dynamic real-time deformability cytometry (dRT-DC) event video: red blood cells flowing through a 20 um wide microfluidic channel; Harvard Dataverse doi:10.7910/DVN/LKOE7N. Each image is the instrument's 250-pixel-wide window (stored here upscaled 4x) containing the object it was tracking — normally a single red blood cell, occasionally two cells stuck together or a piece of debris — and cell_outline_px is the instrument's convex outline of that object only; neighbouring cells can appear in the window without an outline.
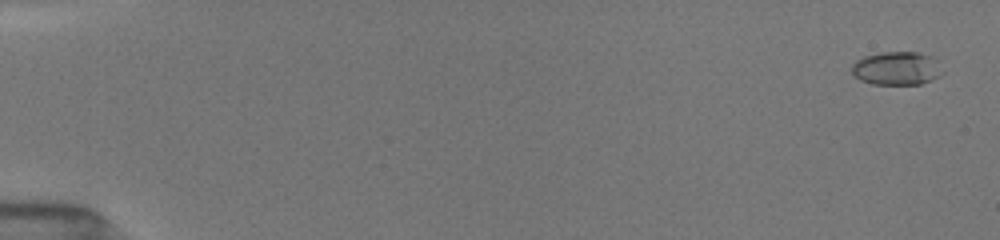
{"species": "common noctule bat (a hibernating species)", "species_latin": "Nyctalus noctula", "temperature_condition": "room temperature", "stored_images_in_passage": 19, "camera_frame_rate_fps": 3000, "um_per_image_px": 0.085, "animal": {"sex": "female", "body_mass_g": 19.5, "forearm_length_mm": 54.1}, "frame": {"image": 1, "passage_image": 2, "time_ms": 0.333, "image_size_px": [1000, 240], "cell_outline_px": [[944, 72], [940, 76], [932, 80], [920, 84], [872, 84], [860, 80], [852, 72], [852, 64], [856, 60], [864, 56], [884, 52], [916, 52], [932, 56], [936, 60]], "centroid_in_image_um": [76.24, 5.81], "position_along_channel_um": 8.8, "area_um2": 17.69}}
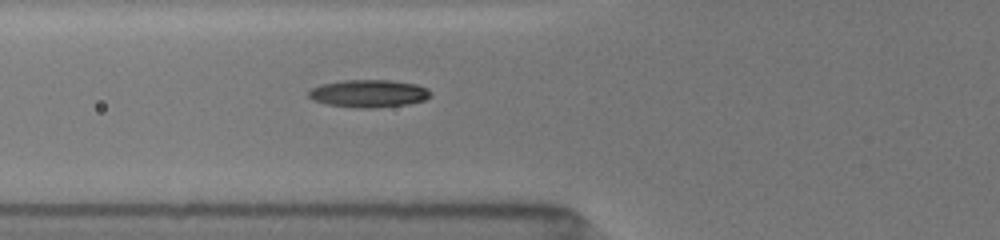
{"frame": {"image": 2, "passage_image": 17, "time_ms": 6.667, "image_size_px": [1000, 240], "cell_outline_px": [[432, 92], [424, 100], [408, 104], [372, 108], [356, 108], [328, 104], [312, 100], [308, 96], [308, 92], [312, 88], [320, 84], [344, 80], [388, 80], [416, 84], [428, 88]], "centroid_in_image_um": [31.32, 7.94], "position_along_channel_um": 94.5, "area_um2": 19.59}}
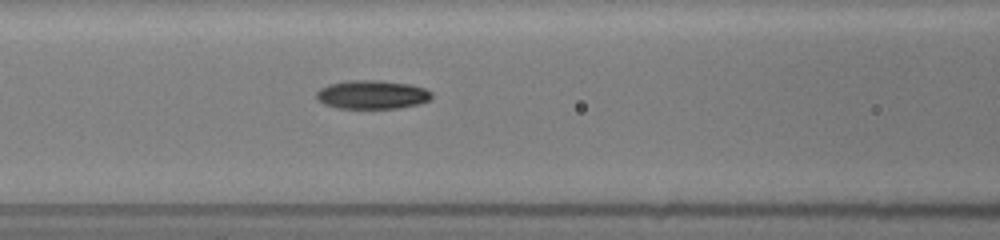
{"frame": {"image": 3, "passage_image": 19, "time_ms": 7.667, "image_size_px": [1000, 240], "cell_outline_px": [[432, 96], [428, 100], [420, 104], [400, 108], [336, 108], [324, 104], [316, 96], [316, 92], [320, 88], [328, 84], [344, 80], [380, 80], [412, 84], [424, 88], [432, 92]], "centroid_in_image_um": [31.63, 8.03], "position_along_channel_um": 135.0, "area_um2": 19.48}}